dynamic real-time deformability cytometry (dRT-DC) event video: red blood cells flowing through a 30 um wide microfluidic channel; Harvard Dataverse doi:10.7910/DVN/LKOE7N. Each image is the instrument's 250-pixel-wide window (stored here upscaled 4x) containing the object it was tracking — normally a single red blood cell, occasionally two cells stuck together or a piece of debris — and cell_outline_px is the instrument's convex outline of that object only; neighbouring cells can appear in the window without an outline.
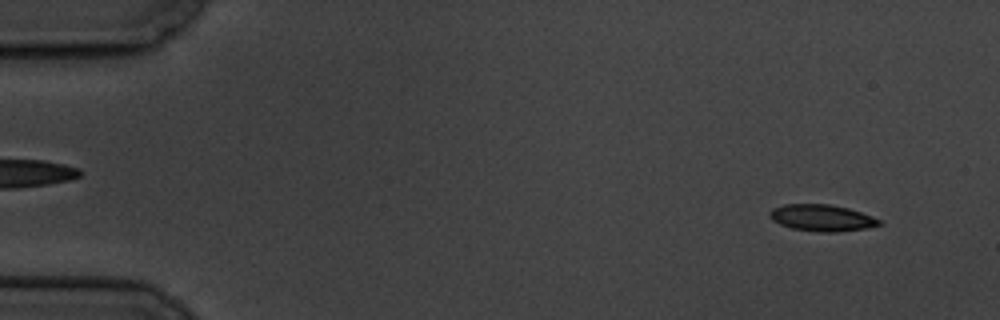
{"species": "common noctule bat (a hibernating species)", "species_latin": "Nyctalus noctula", "temperature_condition": "cold", "stored_images_in_passage": 5, "camera_frame_rate_fps": 3000, "um_per_image_px": 0.085, "animal": {"sex": "male", "body_mass_g": 19.5, "forearm_length_mm": 54.6}, "frame": {"image": 1, "passage_image": 1, "time_ms": 0.0, "image_size_px": [1000, 320], "cell_outline_px": [[884, 224], [868, 228], [840, 232], [816, 232], [792, 228], [780, 224], [772, 220], [768, 216], [768, 212], [772, 208], [784, 204], [828, 204], [848, 208], [872, 216], [880, 220]], "centroid_in_image_um": [69.85, 18.52], "position_along_channel_um": 15.1, "area_um2": 17.17}}
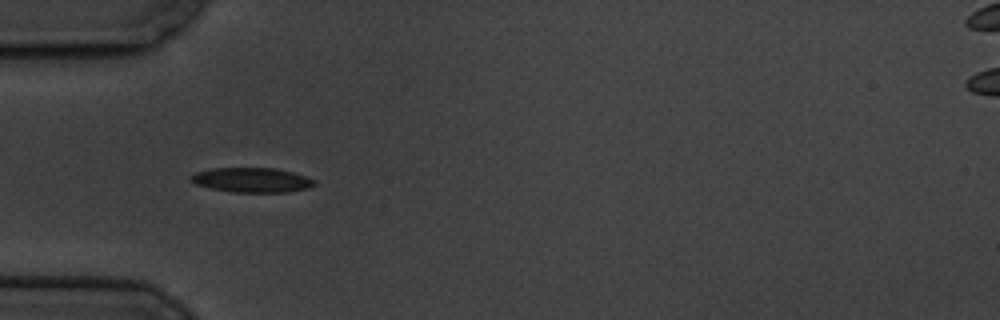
{"frame": {"image": 2, "passage_image": 5, "time_ms": 4.667, "image_size_px": [1000, 320], "cell_outline_px": [[316, 184], [308, 188], [288, 192], [232, 192], [212, 188], [196, 184], [188, 180], [188, 176], [196, 172], [212, 168], [276, 168], [292, 172], [316, 180]], "centroid_in_image_um": [21.39, 15.3], "position_along_channel_um": 63.6, "area_um2": 17.8}}